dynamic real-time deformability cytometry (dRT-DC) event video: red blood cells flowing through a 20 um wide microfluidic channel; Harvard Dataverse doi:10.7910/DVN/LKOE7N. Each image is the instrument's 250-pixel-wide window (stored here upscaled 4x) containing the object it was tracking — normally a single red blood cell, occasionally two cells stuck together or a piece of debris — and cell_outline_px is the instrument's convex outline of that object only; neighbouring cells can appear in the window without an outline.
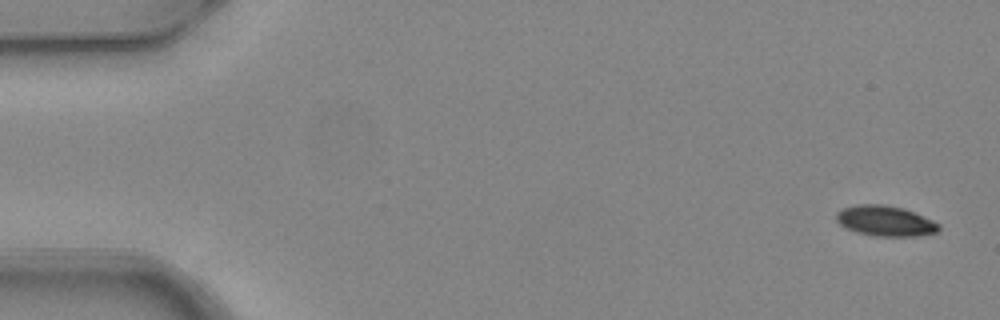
{"species": "common noctule bat (a hibernating species)", "species_latin": "Nyctalus noctula", "temperature_condition": "warm", "stored_images_in_passage": 4, "camera_frame_rate_fps": 3000, "um_per_image_px": 0.085, "animal": {"sex": "female", "body_mass_g": 24.6, "forearm_length_mm": 56.2}, "frame": {"image": 1, "passage_image": 1, "time_ms": 0.0, "image_size_px": [1000, 320], "cell_outline_px": [[940, 228], [936, 232], [920, 236], [876, 236], [856, 232], [840, 224], [836, 220], [836, 212], [840, 208], [856, 204], [884, 204], [904, 208], [932, 220], [940, 224]], "centroid_in_image_um": [75.23, 18.76], "position_along_channel_um": 9.8, "area_um2": 18.26}}
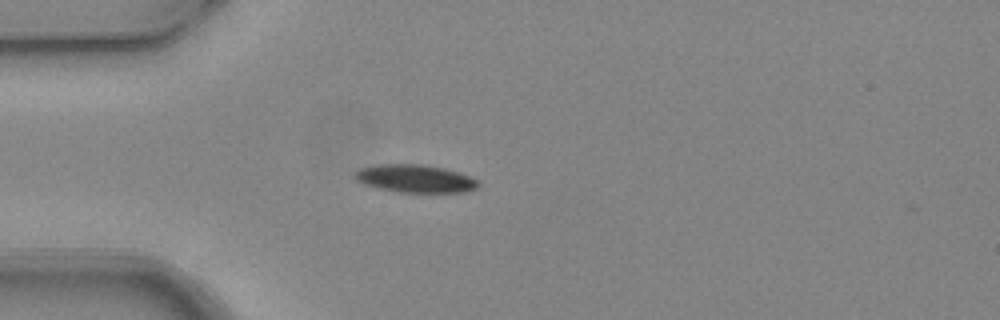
{"frame": {"image": 2, "passage_image": 4, "time_ms": 1.0, "image_size_px": [1000, 320], "cell_outline_px": [[480, 184], [476, 188], [468, 192], [396, 192], [376, 188], [364, 184], [356, 180], [356, 172], [360, 168], [380, 164], [420, 164], [444, 168], [468, 176], [476, 180]], "centroid_in_image_um": [35.28, 15.19], "position_along_channel_um": 49.7, "area_um2": 19.88}}